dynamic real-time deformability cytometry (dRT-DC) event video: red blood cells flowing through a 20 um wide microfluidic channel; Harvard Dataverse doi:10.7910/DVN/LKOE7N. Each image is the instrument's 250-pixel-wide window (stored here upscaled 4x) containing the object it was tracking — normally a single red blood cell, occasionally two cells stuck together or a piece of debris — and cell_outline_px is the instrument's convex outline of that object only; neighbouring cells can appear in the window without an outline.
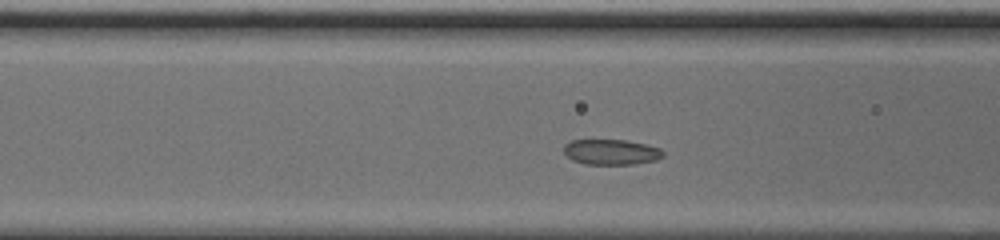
{"species": "common noctule bat (a hibernating species)", "species_latin": "Nyctalus noctula", "temperature_condition": "cold", "stored_images_in_passage": 45, "camera_frame_rate_fps": 3000, "um_per_image_px": 0.085, "animal": {"sex": "male", "body_mass_g": 20.0, "forearm_length_mm": 53.3}, "frame": {"image": 1, "passage_image": 11, "time_ms": 3.333, "image_size_px": [1000, 240], "cell_outline_px": [[664, 156], [656, 160], [636, 164], [584, 164], [572, 160], [564, 152], [564, 144], [572, 140], [624, 140], [648, 144], [660, 148], [664, 152]], "centroid_in_image_um": [51.98, 12.92], "position_along_channel_um": 114.6, "area_um2": 14.8}}
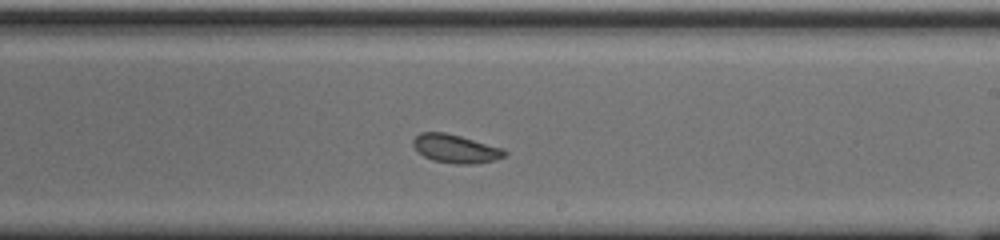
{"frame": {"image": 2, "passage_image": 22, "time_ms": 7.0, "image_size_px": [1000, 240], "cell_outline_px": [[508, 152], [504, 156], [496, 160], [476, 164], [456, 164], [432, 160], [424, 156], [412, 144], [412, 140], [420, 132], [444, 132], [460, 136], [504, 148]], "centroid_in_image_um": [38.75, 12.64], "position_along_channel_um": 250.2, "area_um2": 15.2}}
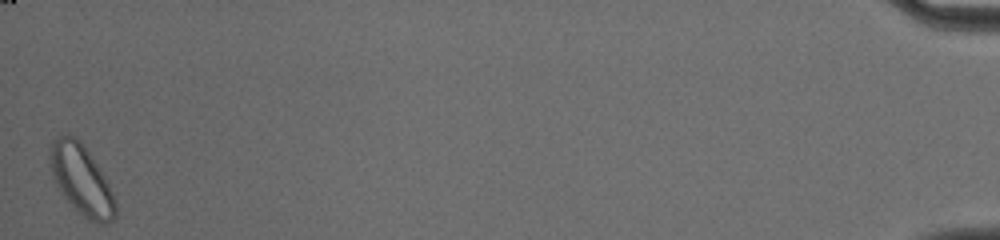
{"frame": {"image": 3, "passage_image": 45, "time_ms": 14.667, "image_size_px": [1000, 240], "cell_outline_px": [[116, 220], [108, 224], [96, 224], [88, 220], [64, 196], [56, 184], [52, 176], [52, 144], [56, 136], [68, 132], [76, 136], [84, 144], [100, 168], [116, 200]], "centroid_in_image_um": [6.98, 15.29], "position_along_channel_um": 428.2, "area_um2": 26.53}, "authors_computed_cell_mechanics": {"area_um2": 15.9528, "velocity_mm_per_s": 3.7135, "shape_relaxation_time_tau1_ms": 10.9599, "shape_relaxation_time_tau2_ms": 5.0877, "deformation_change_tau1": 0.1909, "deformation_change_tau2": 0.104}}